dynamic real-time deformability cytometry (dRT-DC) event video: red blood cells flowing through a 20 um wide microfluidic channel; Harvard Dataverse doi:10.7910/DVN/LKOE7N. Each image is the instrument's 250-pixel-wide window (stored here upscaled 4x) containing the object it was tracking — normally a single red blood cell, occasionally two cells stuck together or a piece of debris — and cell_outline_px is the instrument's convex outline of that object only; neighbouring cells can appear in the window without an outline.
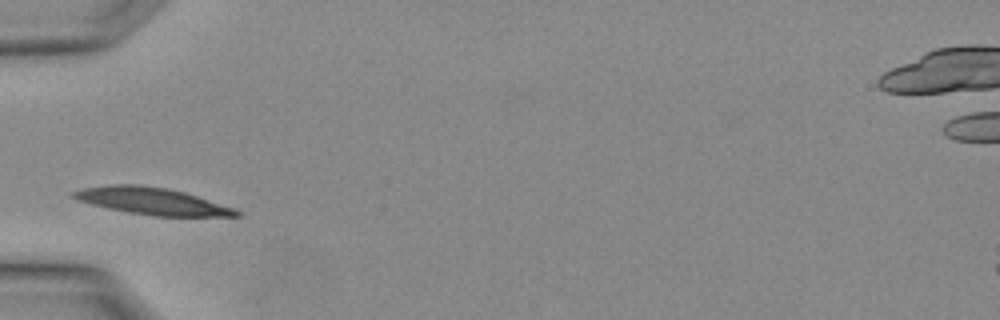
{"species": "Egyptian fruit bat (a non-hibernating species)", "species_latin": "Rousettus aegyptiacus", "temperature_condition": "warm", "stored_images_in_passage": 1, "camera_frame_rate_fps": 3000, "um_per_image_px": 0.085, "animal": {"sex": "female"}, "frame": {"image": 1, "passage_image": 1, "time_ms": 0.0, "image_size_px": [1000, 320], "cell_outline_px": [[240, 216], [152, 216], [128, 212], [108, 208], [76, 200], [68, 196], [72, 192], [84, 188], [112, 184], [140, 184], [168, 188], [184, 192], [232, 208], [240, 212]], "centroid_in_image_um": [12.84, 17.08], "position_along_channel_um": 72.2, "area_um2": 25.37}}